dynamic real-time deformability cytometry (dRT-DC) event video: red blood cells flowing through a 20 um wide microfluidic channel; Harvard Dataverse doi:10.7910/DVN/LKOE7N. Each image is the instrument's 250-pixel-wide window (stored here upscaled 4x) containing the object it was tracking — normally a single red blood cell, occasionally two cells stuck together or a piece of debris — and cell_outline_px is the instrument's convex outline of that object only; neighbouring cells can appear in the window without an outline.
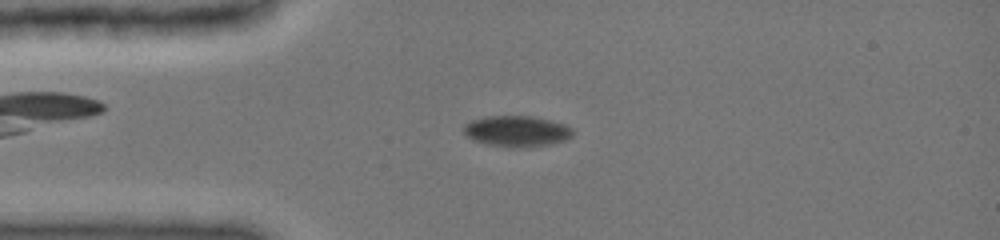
{"species": "common noctule bat (a hibernating species)", "species_latin": "Nyctalus noctula", "temperature_condition": "cold", "stored_images_in_passage": 55, "camera_frame_rate_fps": 3000, "um_per_image_px": 0.085, "animal": {"sex": "female", "body_mass_g": 19.0, "forearm_length_mm": 51.5}, "frame": {"image": 1, "passage_image": 5, "time_ms": 0.667, "image_size_px": [1000, 240], "cell_outline_px": [[572, 136], [564, 140], [552, 144], [528, 148], [516, 148], [484, 144], [472, 140], [464, 132], [464, 124], [472, 120], [488, 116], [532, 116], [564, 124], [572, 128]], "centroid_in_image_um": [43.91, 11.17], "position_along_channel_um": 41.1, "area_um2": 19.77}}
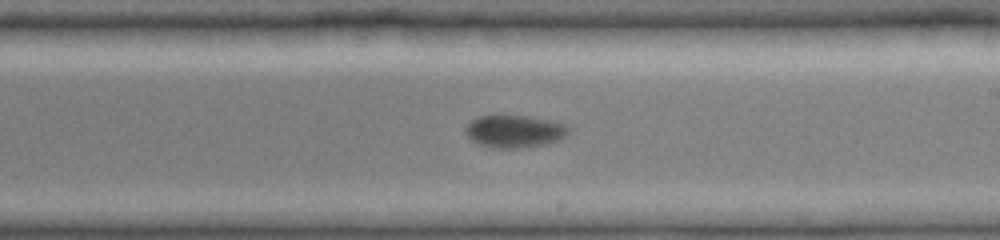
{"frame": {"image": 2, "passage_image": 30, "time_ms": 6.333, "image_size_px": [1000, 240], "cell_outline_px": [[572, 128], [560, 140], [548, 144], [520, 148], [492, 148], [480, 144], [472, 140], [464, 132], [464, 128], [476, 116], [500, 112], [532, 116], [552, 120], [564, 124]], "centroid_in_image_um": [43.72, 11.11], "position_along_channel_um": 245.3, "area_um2": 20.52}}
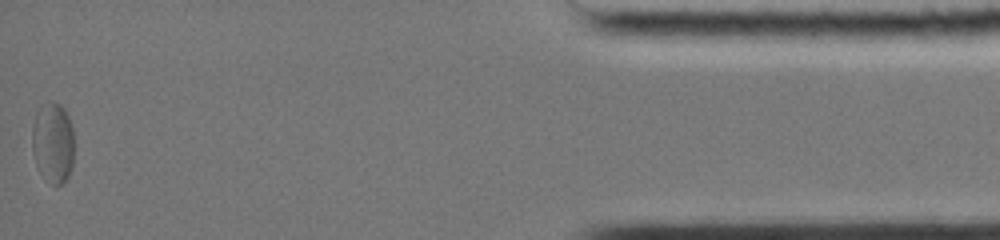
{"frame": {"image": 3, "passage_image": 54, "time_ms": 13.0, "image_size_px": [1000, 240], "cell_outline_px": [[72, 168], [68, 176], [60, 184], [52, 184], [40, 172], [36, 164], [32, 152], [32, 128], [36, 112], [40, 104], [48, 100], [52, 100], [60, 104], [64, 108], [68, 116], [72, 128]], "centroid_in_image_um": [4.47, 12.05], "position_along_channel_um": 430.7, "area_um2": 19.77}}